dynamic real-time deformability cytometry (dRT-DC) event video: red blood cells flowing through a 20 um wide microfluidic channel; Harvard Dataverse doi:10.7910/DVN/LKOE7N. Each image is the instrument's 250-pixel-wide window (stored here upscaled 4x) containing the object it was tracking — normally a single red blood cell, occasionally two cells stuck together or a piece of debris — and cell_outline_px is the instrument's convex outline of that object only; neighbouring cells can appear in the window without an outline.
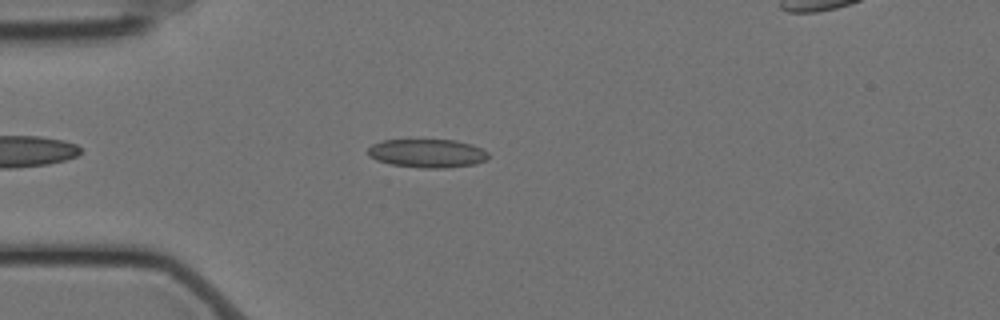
{"species": "Egyptian fruit bat (a non-hibernating species)", "species_latin": "Rousettus aegyptiacus", "temperature_condition": "cold", "stored_images_in_passage": 49, "camera_frame_rate_fps": 3000, "um_per_image_px": 0.085, "animal": {"sex": "female"}, "frame": {"image": 1, "passage_image": 6, "time_ms": 1.667, "image_size_px": [1000, 320], "cell_outline_px": [[488, 160], [476, 164], [448, 168], [420, 168], [392, 164], [376, 160], [368, 156], [368, 148], [372, 144], [384, 140], [456, 140], [472, 144], [488, 152]], "centroid_in_image_um": [36.34, 13.04], "position_along_channel_um": 48.7, "area_um2": 20.17}}
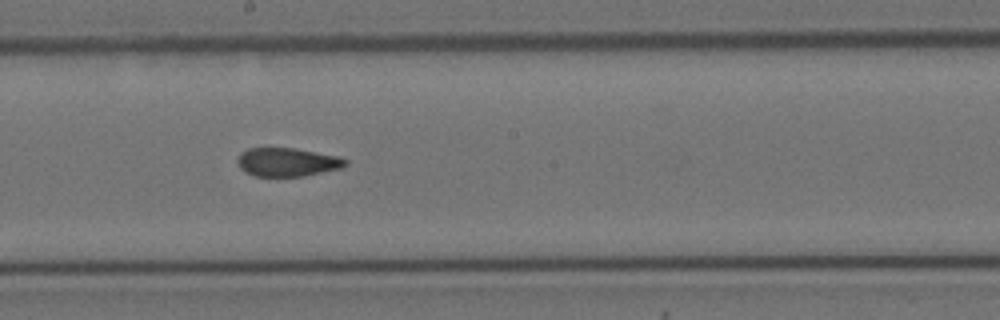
{"frame": {"image": 2, "passage_image": 22, "time_ms": 7.0, "image_size_px": [1000, 320], "cell_outline_px": [[348, 164], [344, 168], [304, 176], [252, 176], [244, 172], [240, 168], [236, 160], [240, 152], [248, 148], [292, 148], [340, 156], [348, 160]], "centroid_in_image_um": [24.43, 13.78], "position_along_channel_um": 223.8, "area_um2": 18.26}}
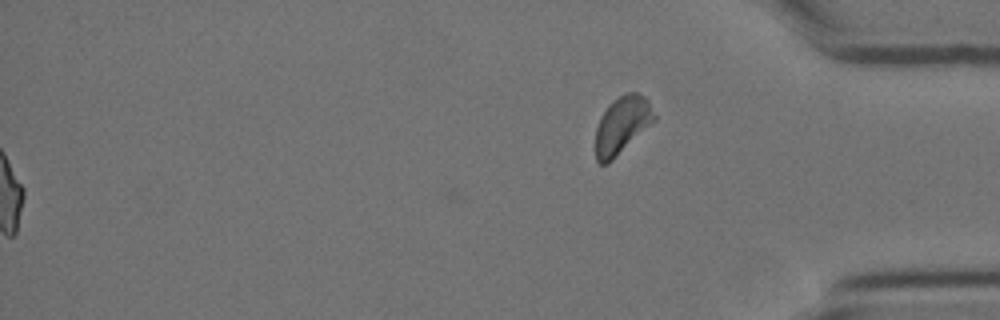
{"frame": {"image": 3, "passage_image": 49, "time_ms": 16.0, "image_size_px": [1000, 320], "cell_outline_px": [[656, 120], [608, 164], [600, 164], [596, 160], [596, 128], [600, 116], [608, 104], [612, 100], [628, 92], [636, 92], [644, 96], [648, 100], [656, 116]], "centroid_in_image_um": [52.87, 10.62], "position_along_channel_um": 382.3, "area_um2": 19.65}, "authors_computed_cell_mechanics": {"area_um2": 18.785, "velocity_mm_per_s": 3.5178, "shape_relaxation_time_tau1_ms": null, "shape_relaxation_time_tau2_ms": 1.8362, "deformation_change_tau1": null, "deformation_change_tau2": 0.0683}}